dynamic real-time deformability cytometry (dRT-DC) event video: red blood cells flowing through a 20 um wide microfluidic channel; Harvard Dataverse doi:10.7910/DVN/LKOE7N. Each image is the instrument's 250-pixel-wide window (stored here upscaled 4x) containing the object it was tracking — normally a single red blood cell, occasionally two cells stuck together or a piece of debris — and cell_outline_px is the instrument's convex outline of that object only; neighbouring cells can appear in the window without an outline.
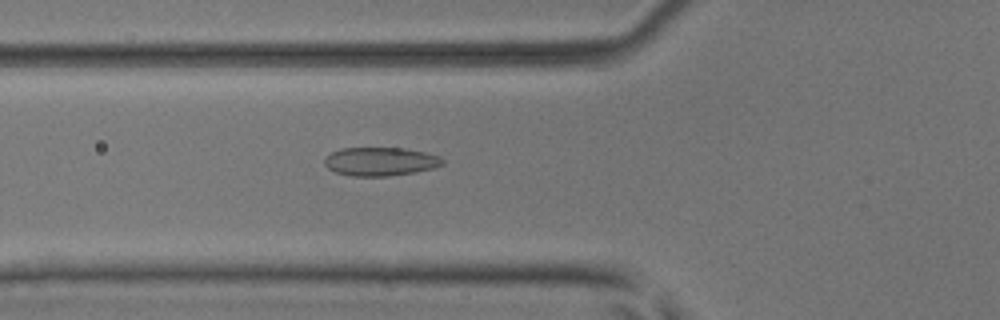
{"species": "common noctule bat (a hibernating species)", "species_latin": "Nyctalus noctula", "temperature_condition": "room temperature", "stored_images_in_passage": 27, "camera_frame_rate_fps": 3000, "um_per_image_px": 0.085, "animal": {"sex": "male", "body_mass_g": 17.9, "forearm_length_mm": 54.2}, "frame": {"image": 1, "passage_image": 11, "time_ms": 3.333, "image_size_px": [1000, 320], "cell_outline_px": [[444, 164], [432, 168], [416, 172], [388, 176], [352, 176], [336, 172], [328, 168], [324, 164], [324, 160], [332, 152], [340, 148], [404, 148], [424, 152], [440, 156], [444, 160]], "centroid_in_image_um": [32.34, 13.73], "position_along_channel_um": 93.5, "area_um2": 19.59}}
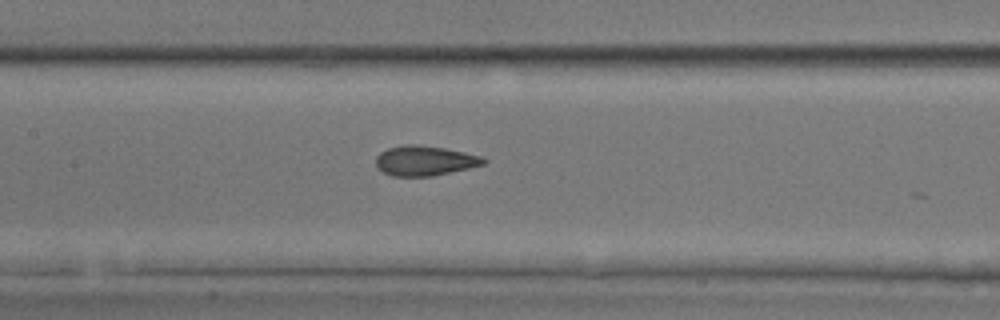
{"frame": {"image": 2, "passage_image": 17, "time_ms": 5.333, "image_size_px": [1000, 320], "cell_outline_px": [[488, 160], [484, 164], [468, 168], [432, 176], [392, 176], [376, 168], [376, 156], [380, 152], [388, 148], [408, 144], [416, 144], [444, 148], [464, 152], [480, 156]], "centroid_in_image_um": [36.07, 13.66], "position_along_channel_um": 171.3, "area_um2": 18.67}}
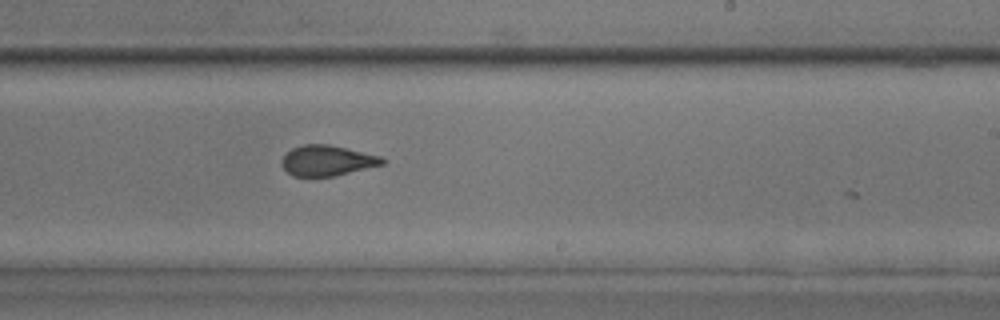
{"frame": {"image": 3, "passage_image": 24, "time_ms": 7.667, "image_size_px": [1000, 320], "cell_outline_px": [[388, 160], [384, 164], [336, 176], [292, 176], [280, 164], [280, 160], [292, 148], [304, 144], [328, 144], [380, 156]], "centroid_in_image_um": [27.81, 13.65], "position_along_channel_um": 261.2, "area_um2": 17.86}}